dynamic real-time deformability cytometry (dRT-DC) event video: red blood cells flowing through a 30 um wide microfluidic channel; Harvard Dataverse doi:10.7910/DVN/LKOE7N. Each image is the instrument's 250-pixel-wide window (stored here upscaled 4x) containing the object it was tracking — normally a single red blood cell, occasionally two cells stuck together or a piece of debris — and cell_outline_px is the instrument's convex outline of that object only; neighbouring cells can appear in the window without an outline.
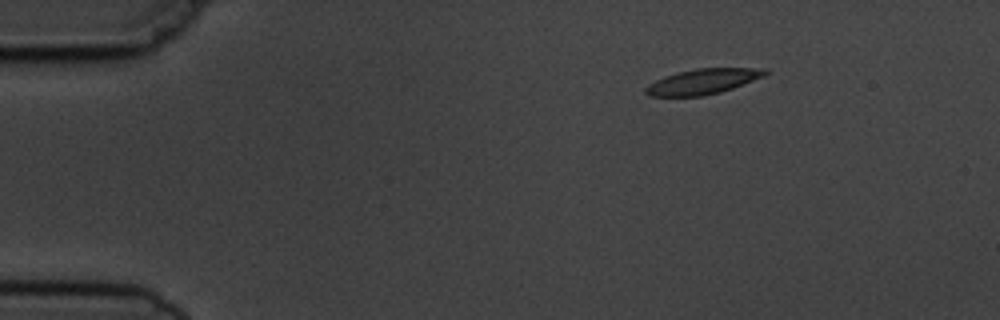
{"species": "common noctule bat (a hibernating species)", "species_latin": "Nyctalus noctula", "temperature_condition": "cold", "stored_images_in_passage": 5, "camera_frame_rate_fps": 3000, "um_per_image_px": 0.085, "animal": {"sex": "male", "body_mass_g": 19.5, "forearm_length_mm": 54.6}, "frame": {"image": 1, "passage_image": 1, "time_ms": 0.0, "image_size_px": [1000, 320], "cell_outline_px": [[768, 72], [764, 76], [732, 88], [720, 92], [700, 96], [648, 96], [644, 92], [644, 88], [648, 84], [664, 76], [676, 72], [696, 68], [768, 68]], "centroid_in_image_um": [59.71, 6.92], "position_along_channel_um": 25.3, "area_um2": 17.63}}
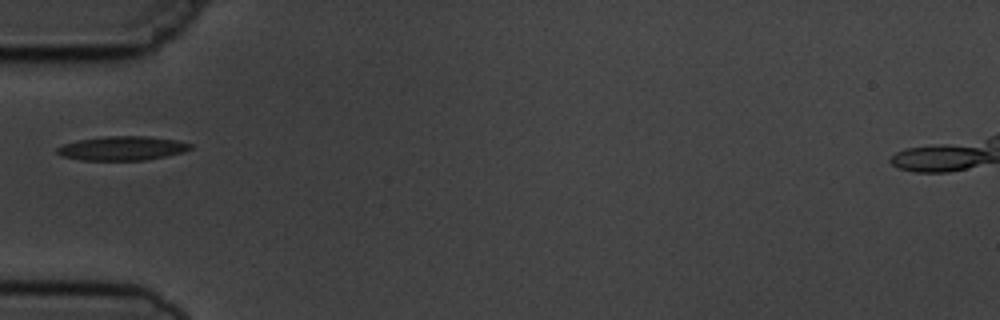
{"frame": {"image": 2, "passage_image": 4, "time_ms": 3.333, "image_size_px": [1000, 320], "cell_outline_px": [[192, 148], [184, 152], [144, 160], [80, 160], [60, 156], [56, 152], [56, 148], [64, 144], [76, 140], [104, 136], [148, 136], [176, 140], [192, 144]], "centroid_in_image_um": [10.35, 12.6], "position_along_channel_um": 74.6, "area_um2": 18.79}}
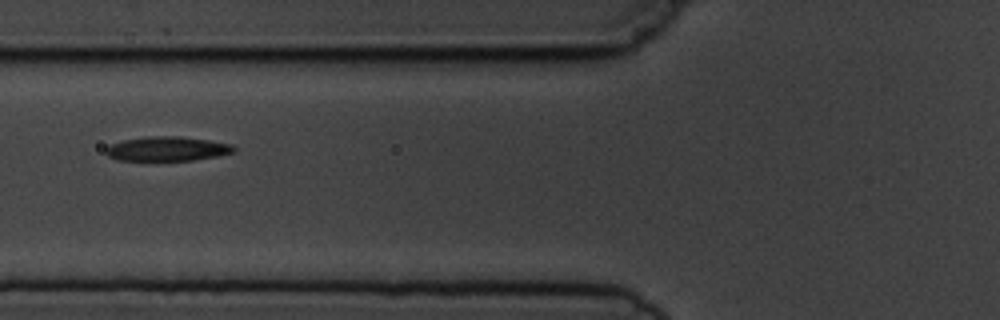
{"frame": {"image": 3, "passage_image": 5, "time_ms": 4.333, "image_size_px": [1000, 320], "cell_outline_px": [[236, 152], [216, 156], [192, 160], [116, 160], [108, 156], [104, 152], [104, 148], [108, 144], [124, 140], [148, 136], [180, 136], [208, 140], [232, 144], [236, 148]], "centroid_in_image_um": [14.18, 12.64], "position_along_channel_um": 111.6, "area_um2": 18.32}}